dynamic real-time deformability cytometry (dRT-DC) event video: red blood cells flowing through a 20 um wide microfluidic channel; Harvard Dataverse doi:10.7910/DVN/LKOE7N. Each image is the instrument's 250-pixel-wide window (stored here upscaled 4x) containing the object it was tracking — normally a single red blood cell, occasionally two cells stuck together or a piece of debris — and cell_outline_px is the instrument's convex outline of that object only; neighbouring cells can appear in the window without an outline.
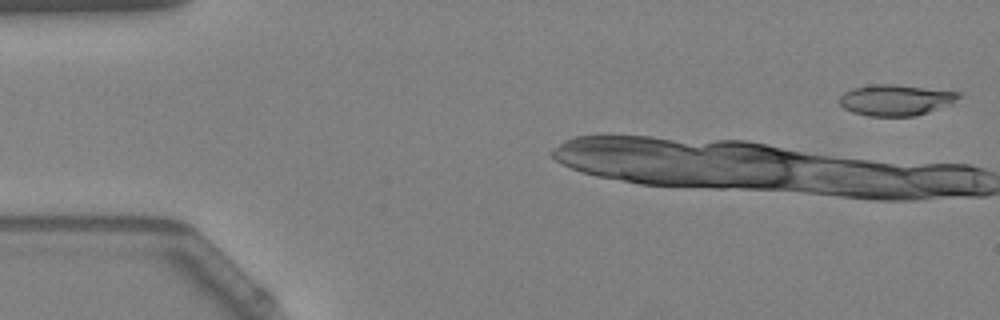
{"species": "Egyptian fruit bat (a non-hibernating species)", "species_latin": "Rousettus aegyptiacus", "temperature_condition": "warm", "stored_images_in_passage": 7, "camera_frame_rate_fps": 3000, "um_per_image_px": 0.085, "animal": {"sex": "female"}, "frame": {"image": 1, "passage_image": 2, "time_ms": 0.333, "image_size_px": [1000, 320], "cell_outline_px": [[964, 96], [952, 104], [916, 116], [868, 116], [852, 112], [844, 108], [836, 100], [844, 92], [852, 88], [872, 84], [892, 84], [960, 92]], "centroid_in_image_um": [76.14, 8.5], "position_along_channel_um": 8.9, "area_um2": 21.79}}